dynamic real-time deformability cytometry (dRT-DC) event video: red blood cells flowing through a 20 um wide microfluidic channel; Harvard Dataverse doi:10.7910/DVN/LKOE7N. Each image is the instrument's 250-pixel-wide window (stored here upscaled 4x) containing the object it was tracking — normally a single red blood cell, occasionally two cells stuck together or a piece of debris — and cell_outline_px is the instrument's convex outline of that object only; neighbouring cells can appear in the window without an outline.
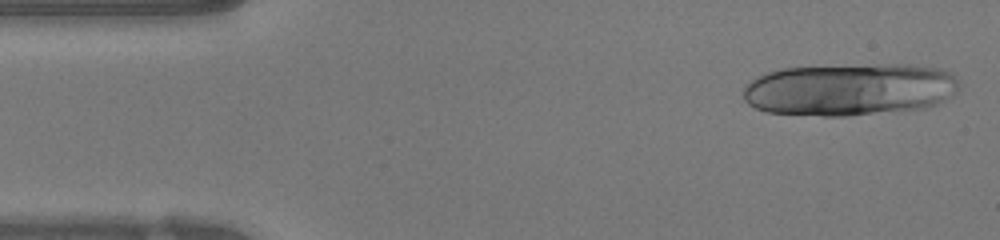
{"species": "human", "species_latin": "Homo sapiens", "temperature_condition": "warm", "stored_images_in_passage": 11, "camera_frame_rate_fps": 3000, "um_per_image_px": 0.085, "donor": {"sex": "female"}, "frame": {"image": 1, "passage_image": 1, "time_ms": 0.0, "image_size_px": [1000, 240], "cell_outline_px": [[960, 84], [956, 92], [944, 100], [936, 104], [924, 108], [848, 116], [824, 116], [768, 112], [756, 108], [748, 104], [744, 100], [744, 88], [756, 76], [764, 72], [780, 68], [888, 64], [908, 64], [940, 68], [952, 72], [960, 80]], "centroid_in_image_um": [72.25, 7.59], "position_along_channel_um": 12.7, "area_um2": 66.35}}